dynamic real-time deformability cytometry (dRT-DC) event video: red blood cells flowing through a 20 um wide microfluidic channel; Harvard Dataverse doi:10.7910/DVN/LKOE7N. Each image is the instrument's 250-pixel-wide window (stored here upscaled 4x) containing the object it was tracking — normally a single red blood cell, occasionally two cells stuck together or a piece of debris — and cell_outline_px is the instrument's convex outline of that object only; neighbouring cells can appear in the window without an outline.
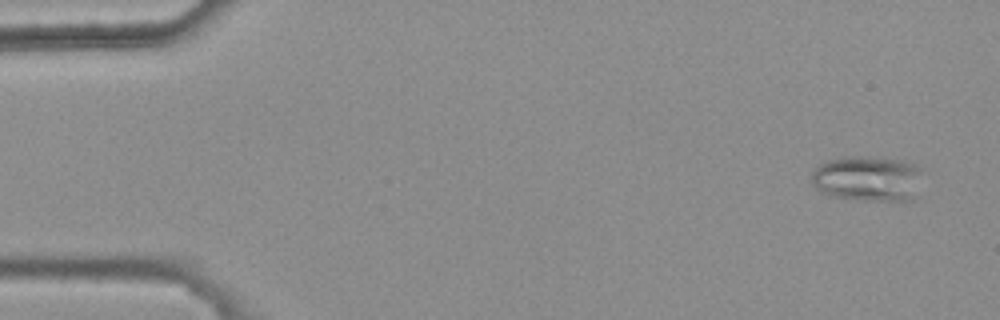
{"species": "common noctule bat (a hibernating species)", "species_latin": "Nyctalus noctula", "temperature_condition": "warm", "stored_images_in_passage": 5, "camera_frame_rate_fps": 3000, "um_per_image_px": 0.085, "animal": {"sex": "female", "body_mass_g": 25.1}, "frame": {"image": 1, "passage_image": 1, "time_ms": 0.0, "image_size_px": [1000, 320], "cell_outline_px": [[920, 172], [912, 200], [860, 200], [836, 196], [824, 192], [816, 188], [812, 184], [812, 172], [820, 164], [828, 160], [844, 156], [872, 156], [900, 160], [916, 164], [920, 168]], "centroid_in_image_um": [73.71, 15.15], "position_along_channel_um": 11.3, "area_um2": 29.02}}